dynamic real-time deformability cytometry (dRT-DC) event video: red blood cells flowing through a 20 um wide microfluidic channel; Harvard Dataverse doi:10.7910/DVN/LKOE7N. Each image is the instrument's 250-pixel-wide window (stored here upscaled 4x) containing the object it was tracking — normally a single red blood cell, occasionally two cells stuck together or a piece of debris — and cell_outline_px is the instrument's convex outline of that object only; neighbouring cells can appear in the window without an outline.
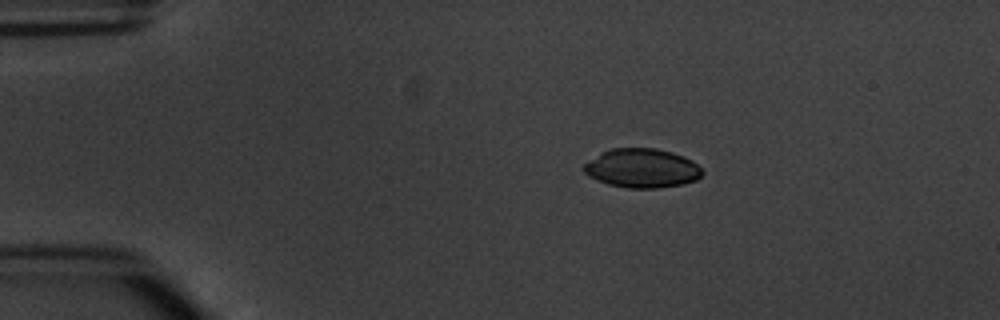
{"species": "common noctule bat (a hibernating species)", "species_latin": "Nyctalus noctula", "temperature_condition": "warm", "stored_images_in_passage": 6, "camera_frame_rate_fps": 3000, "um_per_image_px": 0.085, "animal": {"sex": "male", "body_mass_g": 20.1, "forearm_length_mm": 53.5}, "frame": {"image": 1, "passage_image": 1, "time_ms": 0.0, "image_size_px": [1000, 320], "cell_outline_px": [[704, 172], [696, 180], [684, 184], [656, 188], [628, 188], [608, 184], [596, 180], [588, 176], [580, 168], [584, 164], [600, 152], [612, 148], [656, 148], [672, 152], [684, 156], [692, 160]], "centroid_in_image_um": [54.54, 14.29], "position_along_channel_um": 30.5, "area_um2": 27.17}}
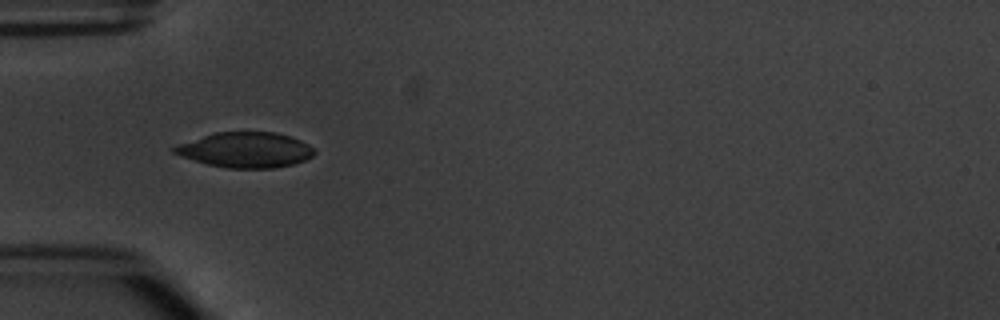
{"frame": {"image": 2, "passage_image": 3, "time_ms": 2.333, "image_size_px": [1000, 320], "cell_outline_px": [[316, 152], [312, 156], [304, 160], [292, 164], [272, 168], [224, 168], [208, 164], [180, 156], [172, 152], [172, 148], [176, 144], [216, 132], [276, 132], [300, 140], [308, 144]], "centroid_in_image_um": [20.84, 12.74], "position_along_channel_um": 64.2, "area_um2": 28.67}}
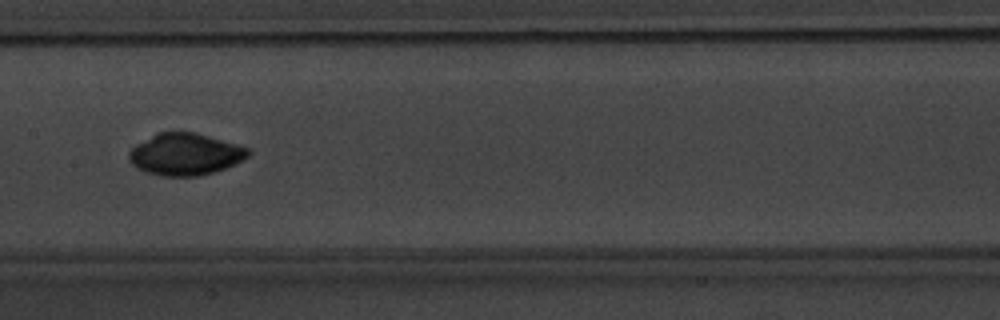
{"frame": {"image": 3, "passage_image": 6, "time_ms": 5.667, "image_size_px": [1000, 320], "cell_outline_px": [[252, 152], [248, 156], [224, 168], [200, 176], [160, 176], [144, 172], [136, 168], [128, 160], [128, 152], [136, 144], [160, 132], [196, 132], [236, 144], [248, 148]], "centroid_in_image_um": [15.7, 13.12], "position_along_channel_um": 191.7, "area_um2": 28.96}}